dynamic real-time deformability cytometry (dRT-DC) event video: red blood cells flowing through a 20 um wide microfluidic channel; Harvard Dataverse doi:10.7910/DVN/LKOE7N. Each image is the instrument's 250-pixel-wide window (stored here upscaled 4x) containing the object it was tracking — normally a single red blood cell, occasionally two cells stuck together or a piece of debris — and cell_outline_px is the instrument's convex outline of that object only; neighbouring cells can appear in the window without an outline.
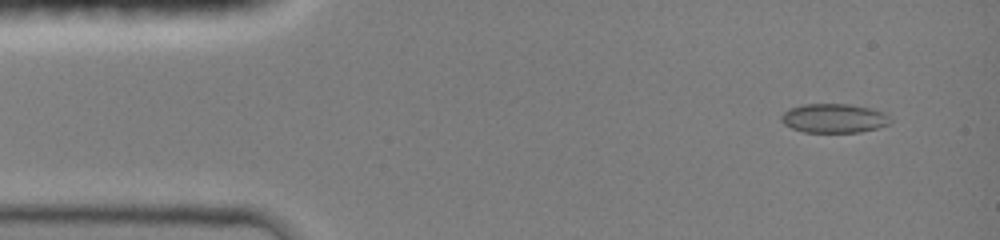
{"species": "common noctule bat (a hibernating species)", "species_latin": "Nyctalus noctula", "temperature_condition": "room temperature", "stored_images_in_passage": 12, "camera_frame_rate_fps": 3000, "um_per_image_px": 0.085, "animal": {"sex": "female", "body_mass_g": 19.0, "forearm_length_mm": 51.5}, "frame": {"image": 1, "passage_image": 1, "time_ms": 0.0, "image_size_px": [1000, 240], "cell_outline_px": [[892, 120], [888, 124], [876, 128], [860, 132], [804, 132], [792, 128], [784, 124], [780, 120], [780, 116], [784, 112], [792, 108], [804, 104], [848, 104], [872, 108], [884, 112]], "centroid_in_image_um": [70.89, 10.05], "position_along_channel_um": 14.1, "area_um2": 18.44}}
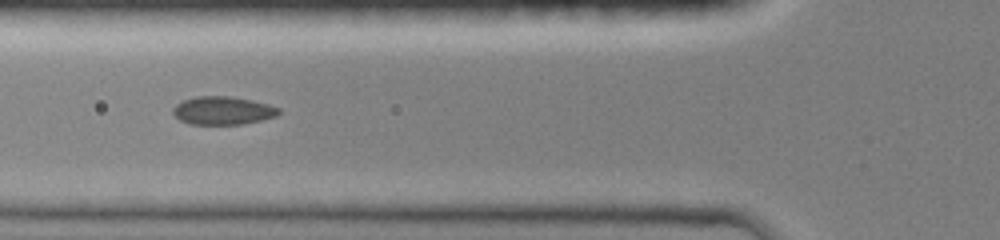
{"frame": {"image": 2, "passage_image": 9, "time_ms": 4.333, "image_size_px": [1000, 240], "cell_outline_px": [[280, 112], [276, 116], [260, 120], [240, 124], [192, 124], [180, 120], [172, 112], [172, 108], [176, 104], [184, 100], [196, 96], [228, 96], [252, 100], [268, 104], [280, 108]], "centroid_in_image_um": [18.93, 9.39], "position_along_channel_um": 106.9, "area_um2": 17.22}}
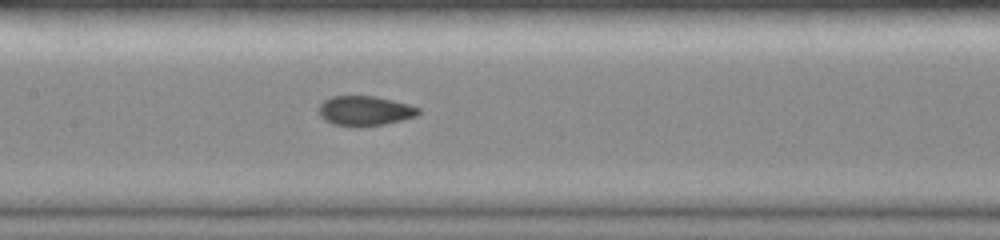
{"frame": {"image": 3, "passage_image": 12, "time_ms": 6.0, "image_size_px": [1000, 240], "cell_outline_px": [[420, 112], [416, 116], [384, 124], [356, 128], [332, 124], [324, 120], [320, 116], [320, 104], [324, 100], [332, 96], [376, 96], [408, 104], [420, 108]], "centroid_in_image_um": [30.99, 9.43], "position_along_channel_um": 176.4, "area_um2": 17.4}}